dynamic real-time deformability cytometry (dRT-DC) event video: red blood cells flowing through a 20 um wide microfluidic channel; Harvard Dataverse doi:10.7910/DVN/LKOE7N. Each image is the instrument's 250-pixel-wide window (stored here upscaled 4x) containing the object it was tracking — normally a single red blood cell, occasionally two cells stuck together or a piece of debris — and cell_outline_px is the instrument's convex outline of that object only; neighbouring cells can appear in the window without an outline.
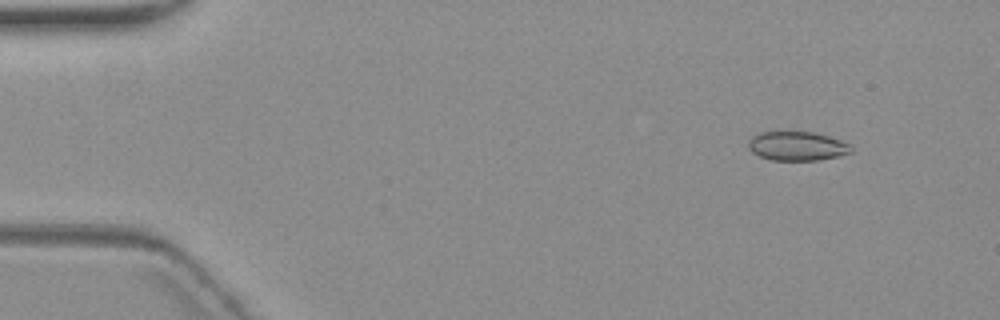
{"species": "common noctule bat (a hibernating species)", "species_latin": "Nyctalus noctula", "temperature_condition": "warm", "stored_images_in_passage": 5, "camera_frame_rate_fps": 3000, "um_per_image_px": 0.085, "animal": {"sex": "female", "body_mass_g": 19.3, "forearm_length_mm": 54.1}, "frame": {"image": 1, "passage_image": 2, "time_ms": 1.333, "image_size_px": [1000, 320], "cell_outline_px": [[852, 152], [840, 156], [820, 160], [772, 160], [760, 156], [752, 152], [748, 148], [748, 140], [752, 136], [760, 132], [816, 132], [840, 140], [848, 144], [852, 148]], "centroid_in_image_um": [67.75, 12.42], "position_along_channel_um": 17.3, "area_um2": 17.46}}